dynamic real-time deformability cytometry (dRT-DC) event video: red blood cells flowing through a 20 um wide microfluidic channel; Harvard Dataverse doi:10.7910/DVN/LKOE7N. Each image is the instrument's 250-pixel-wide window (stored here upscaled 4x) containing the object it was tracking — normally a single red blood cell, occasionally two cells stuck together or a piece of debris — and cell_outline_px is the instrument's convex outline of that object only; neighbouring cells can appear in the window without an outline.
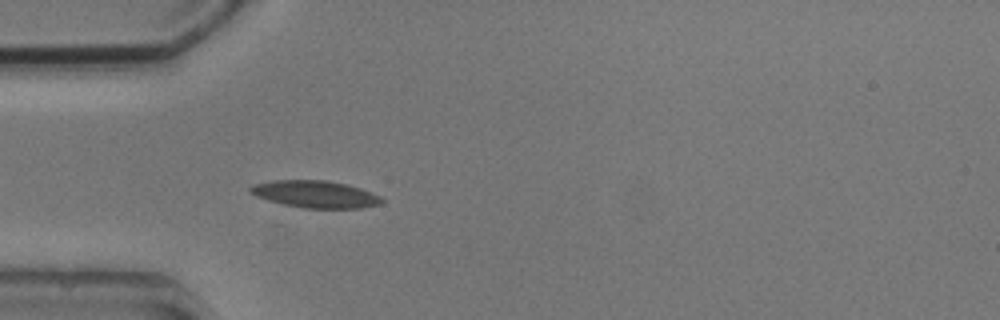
{"species": "common noctule bat (a hibernating species)", "species_latin": "Nyctalus noctula", "temperature_condition": "cold", "stored_images_in_passage": 4, "camera_frame_rate_fps": 3000, "um_per_image_px": 0.085, "animal": {"sex": "male", "body_mass_g": 20.5, "forearm_length_mm": 52.5}, "frame": {"image": 1, "passage_image": 4, "time_ms": 3.667, "image_size_px": [1000, 320], "cell_outline_px": [[384, 200], [380, 204], [360, 208], [304, 208], [284, 204], [268, 200], [256, 196], [248, 192], [248, 188], [256, 184], [276, 180], [324, 180], [344, 184], [360, 188], [380, 196]], "centroid_in_image_um": [26.79, 16.51], "position_along_channel_um": 58.2, "area_um2": 20.52}}